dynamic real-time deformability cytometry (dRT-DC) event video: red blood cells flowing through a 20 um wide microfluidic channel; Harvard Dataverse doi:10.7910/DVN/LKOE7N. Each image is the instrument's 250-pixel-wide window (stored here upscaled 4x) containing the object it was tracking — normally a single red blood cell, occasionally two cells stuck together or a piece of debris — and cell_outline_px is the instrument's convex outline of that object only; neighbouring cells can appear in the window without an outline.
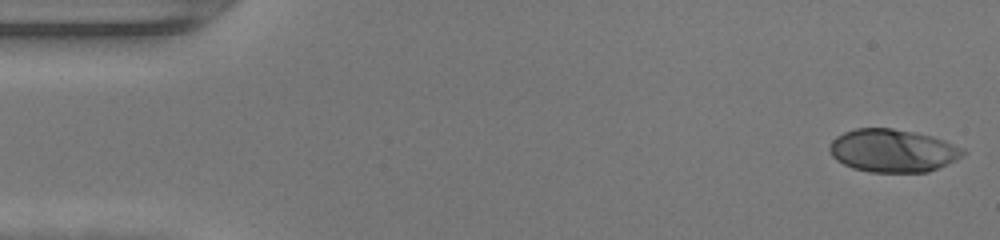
{"species": "human", "species_latin": "Homo sapiens", "temperature_condition": "warm", "stored_images_in_passage": 47, "camera_frame_rate_fps": 3000, "um_per_image_px": 0.085, "donor": {"sex": "female"}, "frame": {"image": 1, "passage_image": 1, "time_ms": 0.0, "image_size_px": [1000, 240], "cell_outline_px": [[968, 152], [956, 160], [928, 172], [872, 172], [852, 168], [836, 160], [832, 156], [828, 148], [832, 140], [836, 136], [844, 132], [856, 128], [892, 128], [916, 132], [932, 136], [944, 140], [964, 148]], "centroid_in_image_um": [75.89, 12.8], "position_along_channel_um": 9.1, "area_um2": 33.58}}
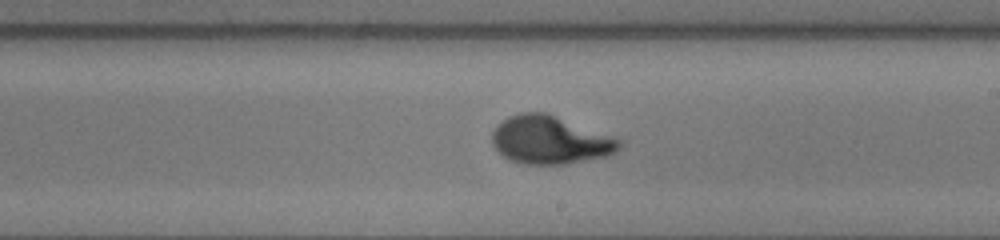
{"frame": {"image": 2, "passage_image": 27, "time_ms": 8.667, "image_size_px": [1000, 240], "cell_outline_px": [[620, 148], [616, 152], [608, 156], [564, 164], [524, 164], [512, 160], [504, 156], [492, 144], [492, 132], [496, 124], [508, 116], [520, 112], [548, 112], [620, 140]], "centroid_in_image_um": [46.72, 11.89], "position_along_channel_um": 242.3, "area_um2": 35.49}}
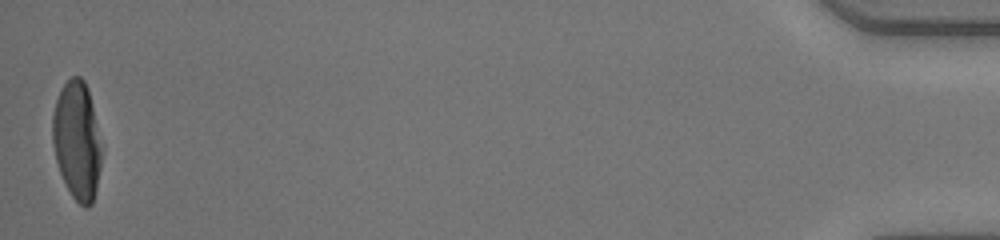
{"frame": {"image": 3, "passage_image": 47, "time_ms": 15.333, "image_size_px": [1000, 240], "cell_outline_px": [[104, 148], [96, 188], [92, 204], [88, 208], [84, 208], [72, 196], [60, 172], [56, 160], [52, 140], [52, 116], [56, 100], [64, 84], [72, 76], [80, 76], [84, 80], [88, 88]], "centroid_in_image_um": [6.57, 11.94], "position_along_channel_um": 428.6, "area_um2": 34.16}, "authors_computed_cell_mechanics": {"area_um2": 33.8708, "velocity_mm_per_s": 4.31, "shape_relaxation_time_tau1_ms": 3.4469, "shape_relaxation_time_tau2_ms": null, "deformation_change_tau1": 0.223, "deformation_change_tau2": null}}